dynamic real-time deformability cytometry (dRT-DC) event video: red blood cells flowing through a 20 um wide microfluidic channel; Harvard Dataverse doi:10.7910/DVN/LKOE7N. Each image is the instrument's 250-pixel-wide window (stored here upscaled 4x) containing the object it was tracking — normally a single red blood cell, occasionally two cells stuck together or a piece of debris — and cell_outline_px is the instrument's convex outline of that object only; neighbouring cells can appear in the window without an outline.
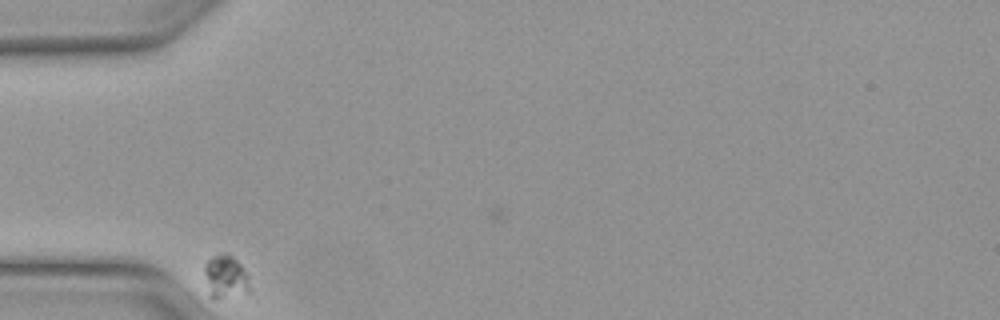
{"species": "Egyptian fruit bat (a non-hibernating species)", "species_latin": "Rousettus aegyptiacus", "temperature_condition": "warm", "stored_images_in_passage": 33, "camera_frame_rate_fps": 3000, "um_per_image_px": 0.085, "animal": {"sex": "female"}, "frame": {"image": 1, "passage_image": 1, "time_ms": 0.0, "image_size_px": [1000, 320], "cell_outline_px": [[252, 292], [216, 300], [212, 300], [208, 296], [204, 272], [204, 264], [212, 256], [224, 252], [228, 252], [244, 268], [248, 276], [252, 288]], "centroid_in_image_um": [19.18, 23.57], "position_along_channel_um": 65.8, "area_um2": 12.08}}